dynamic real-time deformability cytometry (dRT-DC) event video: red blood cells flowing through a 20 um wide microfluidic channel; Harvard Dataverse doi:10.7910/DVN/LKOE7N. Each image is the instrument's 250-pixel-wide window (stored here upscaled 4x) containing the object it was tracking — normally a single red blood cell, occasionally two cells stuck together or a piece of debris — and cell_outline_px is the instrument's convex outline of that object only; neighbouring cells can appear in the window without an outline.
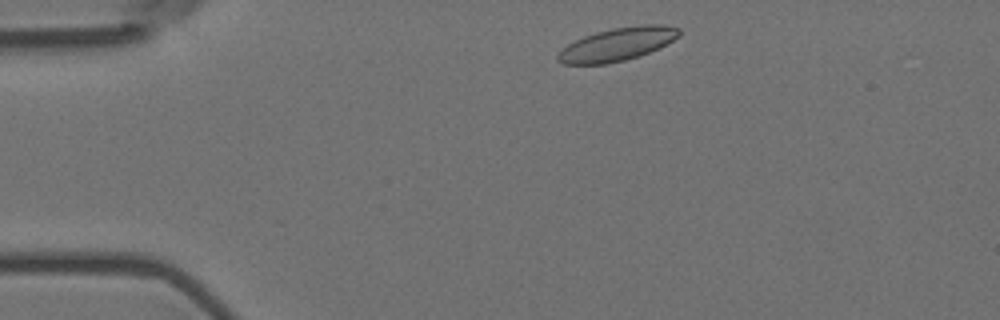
{"species": "Egyptian fruit bat (a non-hibernating species)", "species_latin": "Rousettus aegyptiacus", "temperature_condition": "room temperature", "stored_images_in_passage": 48, "camera_frame_rate_fps": 3000, "um_per_image_px": 0.085, "animal": {"sex": "female"}, "frame": {"image": 1, "passage_image": 2, "time_ms": 0.333, "image_size_px": [1000, 320], "cell_outline_px": [[680, 36], [640, 56], [608, 64], [564, 64], [556, 60], [556, 56], [568, 44], [584, 36], [596, 32], [612, 28], [644, 24], [664, 24], [680, 28]], "centroid_in_image_um": [52.47, 3.76], "position_along_channel_um": 32.5, "area_um2": 23.24}}
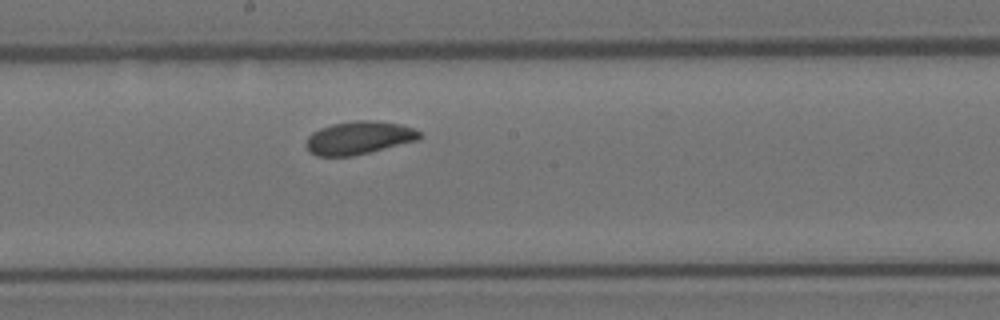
{"frame": {"image": 2, "passage_image": 22, "time_ms": 7.0, "image_size_px": [1000, 320], "cell_outline_px": [[420, 136], [416, 140], [352, 156], [316, 156], [308, 152], [304, 144], [308, 136], [312, 132], [320, 128], [332, 124], [352, 120], [372, 120], [400, 124], [412, 128], [420, 132]], "centroid_in_image_um": [30.41, 11.71], "position_along_channel_um": 217.8, "area_um2": 21.73}}
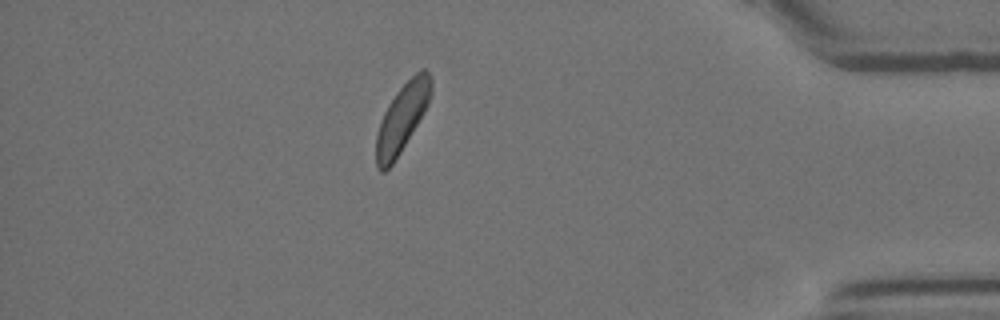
{"frame": {"image": 3, "passage_image": 41, "time_ms": 13.333, "image_size_px": [1000, 320], "cell_outline_px": [[432, 92], [428, 104], [424, 112], [400, 152], [392, 164], [384, 172], [380, 172], [376, 168], [376, 136], [384, 112], [388, 104], [396, 92], [420, 68], [424, 68], [432, 76]], "centroid_in_image_um": [34.18, 10.0], "position_along_channel_um": 401.0, "area_um2": 21.62}, "authors_computed_cell_mechanics": {"area_um2": 21.9351, "velocity_mm_per_s": 3.522, "shape_relaxation_time_tau1_ms": 2.6261, "shape_relaxation_time_tau2_ms": 6.2711, "deformation_change_tau1": 0.0817, "deformation_change_tau2": 0.0884}}